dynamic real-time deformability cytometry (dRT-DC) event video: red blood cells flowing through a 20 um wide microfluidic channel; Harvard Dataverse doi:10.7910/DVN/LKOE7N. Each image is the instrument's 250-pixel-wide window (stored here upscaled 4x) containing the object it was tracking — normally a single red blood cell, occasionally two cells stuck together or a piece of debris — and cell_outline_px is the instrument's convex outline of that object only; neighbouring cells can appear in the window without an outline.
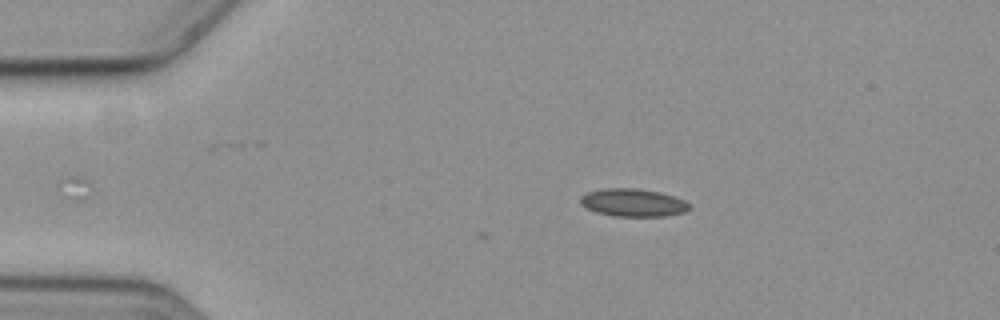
{"species": "common noctule bat (a hibernating species)", "species_latin": "Nyctalus noctula", "temperature_condition": "cold", "stored_images_in_passage": 31, "camera_frame_rate_fps": 3000, "um_per_image_px": 0.085, "animal": {"sex": "female", "body_mass_g": 19.3, "forearm_length_mm": 54.1}, "frame": {"image": 1, "passage_image": 1, "time_ms": 0.0, "image_size_px": [1000, 320], "cell_outline_px": [[692, 208], [684, 212], [664, 216], [612, 216], [596, 212], [580, 204], [580, 196], [588, 192], [604, 188], [636, 188], [660, 192], [684, 200], [692, 204]], "centroid_in_image_um": [53.83, 17.22], "position_along_channel_um": 31.2, "area_um2": 17.74}}
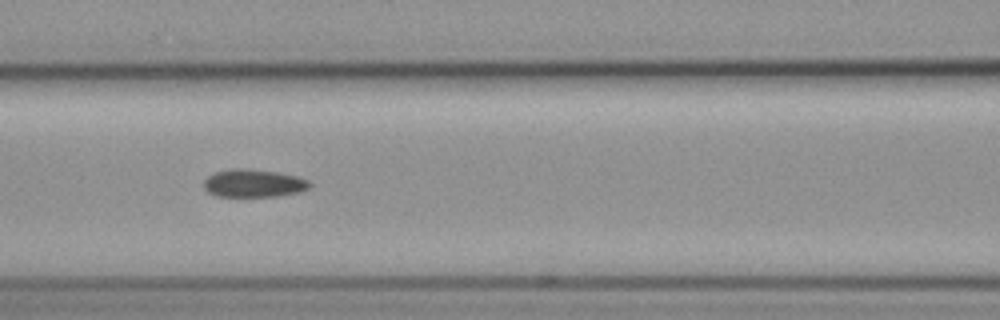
{"frame": {"image": 2, "passage_image": 15, "time_ms": 4.667, "image_size_px": [1000, 320], "cell_outline_px": [[312, 184], [308, 188], [300, 192], [280, 196], [216, 196], [208, 192], [204, 188], [204, 180], [208, 176], [216, 172], [236, 168], [240, 168], [280, 172], [296, 176], [308, 180]], "centroid_in_image_um": [21.58, 15.58], "position_along_channel_um": 145.0, "area_um2": 17.17}}
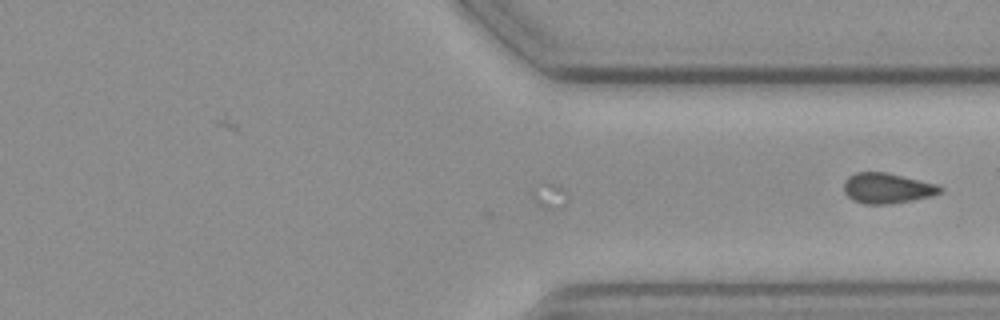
{"frame": {"image": 3, "passage_image": 31, "time_ms": 10.0, "image_size_px": [1000, 320], "cell_outline_px": [[944, 192], [932, 196], [912, 200], [888, 204], [864, 204], [852, 200], [844, 192], [844, 180], [848, 176], [856, 172], [884, 172], [936, 184], [944, 188]], "centroid_in_image_um": [75.4, 16.0], "position_along_channel_um": 336.0, "area_um2": 17.05}}